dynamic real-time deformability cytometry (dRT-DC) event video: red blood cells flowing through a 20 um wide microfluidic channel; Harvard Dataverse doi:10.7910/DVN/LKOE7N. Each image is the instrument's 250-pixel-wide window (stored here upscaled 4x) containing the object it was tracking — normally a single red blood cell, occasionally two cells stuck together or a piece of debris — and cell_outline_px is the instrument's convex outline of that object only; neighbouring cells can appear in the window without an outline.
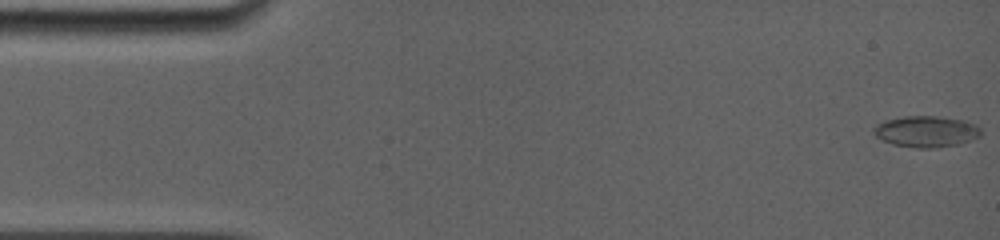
{"species": "common noctule bat (a hibernating species)", "species_latin": "Nyctalus noctula", "temperature_condition": "room temperature", "stored_images_in_passage": 97, "camera_frame_rate_fps": 5000, "um_per_image_px": 0.085, "animal": {"sex": "female", "body_mass_g": 19.0, "forearm_length_mm": 56.7}, "frame": {"image": 1, "passage_image": 1, "time_ms": 0.0, "image_size_px": [1000, 240], "cell_outline_px": [[980, 136], [956, 144], [932, 148], [916, 148], [892, 144], [876, 136], [872, 132], [872, 128], [876, 124], [884, 120], [904, 116], [936, 116], [964, 120], [980, 128]], "centroid_in_image_um": [78.66, 11.17], "position_along_channel_um": 6.3, "area_um2": 19.31}}
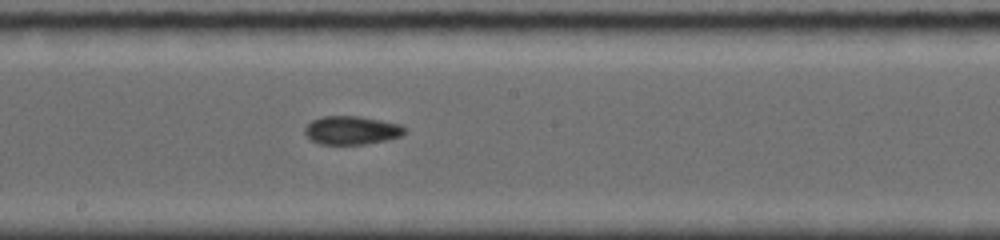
{"frame": {"image": 2, "passage_image": 56, "time_ms": 8.8, "image_size_px": [1000, 240], "cell_outline_px": [[408, 128], [400, 136], [384, 140], [364, 144], [320, 144], [312, 140], [304, 132], [304, 128], [312, 120], [320, 116], [360, 116], [400, 124]], "centroid_in_image_um": [29.88, 11.06], "position_along_channel_um": 218.3, "area_um2": 16.47}}
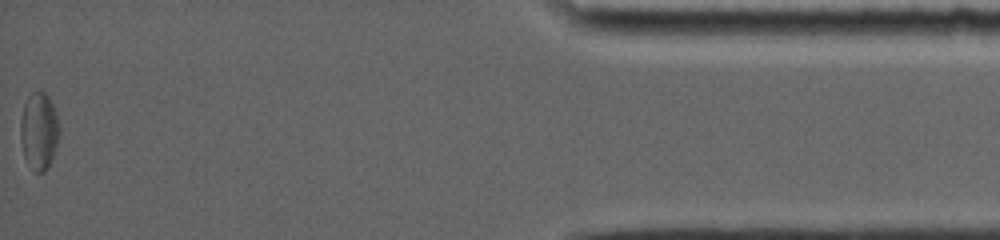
{"frame": {"image": 3, "passage_image": 97, "time_ms": 16.2, "image_size_px": [1000, 240], "cell_outline_px": [[60, 132], [52, 160], [44, 172], [36, 172], [24, 156], [20, 140], [20, 120], [24, 104], [28, 96], [32, 92], [44, 92], [48, 96], [56, 112], [60, 128]], "centroid_in_image_um": [3.32, 11.12], "position_along_channel_um": 431.9, "area_um2": 17.46}, "authors_computed_cell_mechanics": {"area_um2": 16.762, "velocity_mm_per_s": 3.8659, "shape_relaxation_time_tau1_ms": null, "shape_relaxation_time_tau2_ms": 3.91, "deformation_change_tau1": null, "deformation_change_tau2": 0.0793}}